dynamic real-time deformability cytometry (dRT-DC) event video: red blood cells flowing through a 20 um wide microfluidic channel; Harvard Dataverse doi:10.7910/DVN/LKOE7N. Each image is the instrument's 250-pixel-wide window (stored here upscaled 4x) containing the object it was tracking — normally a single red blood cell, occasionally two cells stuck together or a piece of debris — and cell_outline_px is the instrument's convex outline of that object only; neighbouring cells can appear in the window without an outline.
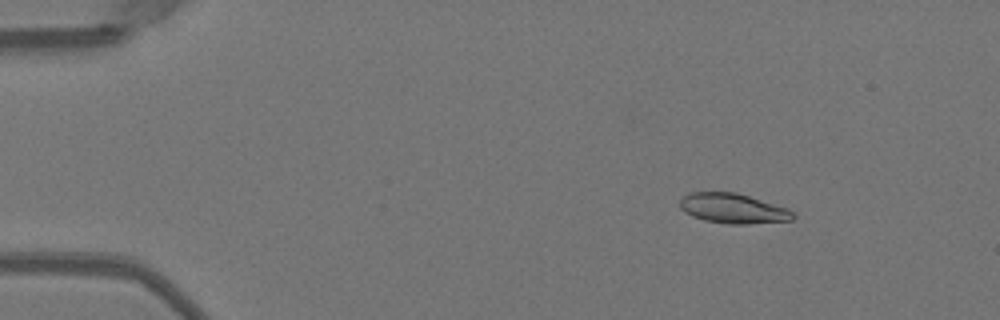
{"species": "Egyptian fruit bat (a non-hibernating species)", "species_latin": "Rousettus aegyptiacus", "temperature_condition": "warm", "stored_images_in_passage": 48, "camera_frame_rate_fps": 3000, "um_per_image_px": 0.085, "animal": {"sex": "female"}, "frame": {"image": 1, "passage_image": 4, "time_ms": 1.0, "image_size_px": [1000, 320], "cell_outline_px": [[796, 216], [792, 220], [748, 224], [728, 224], [704, 220], [692, 216], [684, 212], [680, 208], [680, 200], [688, 192], [736, 192], [788, 208]], "centroid_in_image_um": [62.3, 17.72], "position_along_channel_um": 22.7, "area_um2": 19.77}}
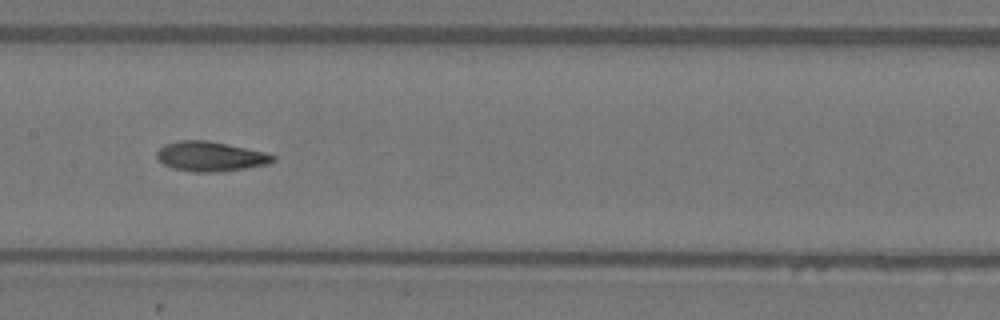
{"frame": {"image": 2, "passage_image": 23, "time_ms": 7.333, "image_size_px": [1000, 320], "cell_outline_px": [[276, 160], [268, 164], [244, 168], [216, 172], [192, 172], [172, 168], [164, 164], [156, 156], [156, 152], [164, 144], [176, 140], [208, 140], [228, 144], [264, 152], [276, 156]], "centroid_in_image_um": [17.86, 13.29], "position_along_channel_um": 189.5, "area_um2": 20.17}}
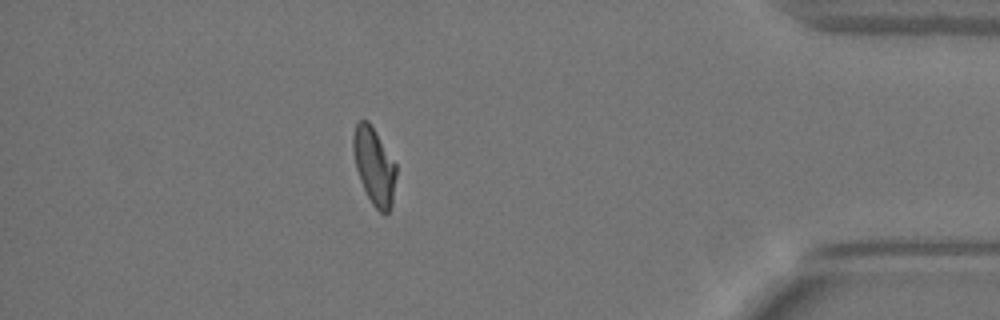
{"frame": {"image": 3, "passage_image": 42, "time_ms": 13.667, "image_size_px": [1000, 320], "cell_outline_px": [[396, 176], [392, 204], [388, 212], [384, 216], [372, 204], [360, 180], [356, 168], [352, 148], [352, 136], [356, 124], [360, 120], [368, 120], [396, 164]], "centroid_in_image_um": [31.8, 14.13], "position_along_channel_um": 403.4, "area_um2": 19.19}, "authors_computed_cell_mechanics": {"area_um2": 19.7387, "velocity_mm_per_s": 4.0189, "shape_relaxation_time_tau1_ms": null, "shape_relaxation_time_tau2_ms": 1.5872, "deformation_change_tau1": null, "deformation_change_tau2": 0.0675}}